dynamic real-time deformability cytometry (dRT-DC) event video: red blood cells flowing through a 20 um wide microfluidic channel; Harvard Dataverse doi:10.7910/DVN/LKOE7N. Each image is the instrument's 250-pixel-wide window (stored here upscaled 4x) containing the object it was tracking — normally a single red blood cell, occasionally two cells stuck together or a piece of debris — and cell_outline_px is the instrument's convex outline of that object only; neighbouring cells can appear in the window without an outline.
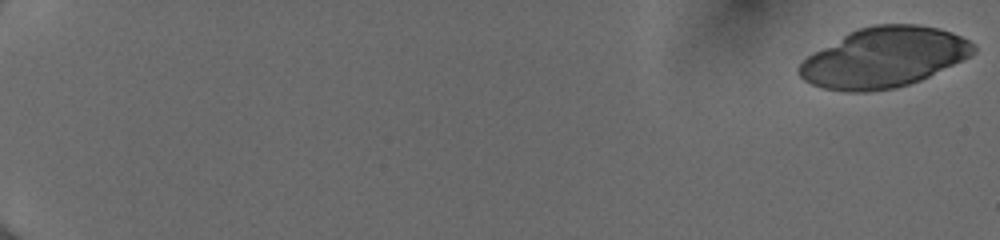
{"species": "human", "species_latin": "Homo sapiens", "temperature_condition": "cold", "stored_images_in_passage": 24, "camera_frame_rate_fps": 3000, "um_per_image_px": 0.085, "donor": {"sex": "female"}, "frame": {"image": 1, "passage_image": 1, "time_ms": 0.0, "image_size_px": [1000, 240], "cell_outline_px": [[976, 52], [920, 80], [896, 88], [868, 92], [844, 92], [820, 88], [804, 80], [796, 72], [796, 68], [808, 56], [848, 32], [860, 28], [876, 24], [916, 24], [940, 28], [952, 32], [968, 40], [976, 48]], "centroid_in_image_um": [75.08, 4.89], "position_along_channel_um": 9.9, "area_um2": 60.69}}